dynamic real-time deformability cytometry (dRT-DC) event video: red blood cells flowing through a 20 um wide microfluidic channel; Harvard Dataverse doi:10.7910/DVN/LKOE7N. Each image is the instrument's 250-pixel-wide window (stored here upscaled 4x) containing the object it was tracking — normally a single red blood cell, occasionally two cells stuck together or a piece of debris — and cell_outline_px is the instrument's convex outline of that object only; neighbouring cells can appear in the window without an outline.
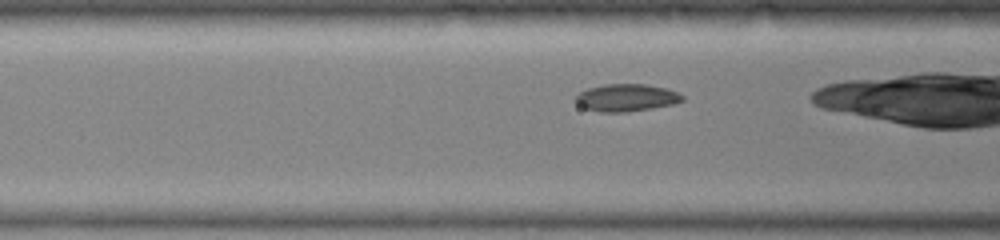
{"species": "common noctule bat (a hibernating species)", "species_latin": "Nyctalus noctula", "temperature_condition": "warm", "stored_images_in_passage": 32, "camera_frame_rate_fps": 3000, "um_per_image_px": 0.085, "animal": {"sex": "female", "body_mass_g": 19.0, "forearm_length_mm": 51.5}, "frame": {"image": 1, "passage_image": 9, "time_ms": 2.667, "image_size_px": [1000, 240], "cell_outline_px": [[684, 100], [672, 104], [652, 108], [628, 112], [600, 112], [584, 108], [576, 104], [576, 96], [580, 92], [588, 88], [604, 84], [648, 84], [664, 88], [676, 92], [684, 96]], "centroid_in_image_um": [53.22, 8.3], "position_along_channel_um": 113.4, "area_um2": 16.99}}
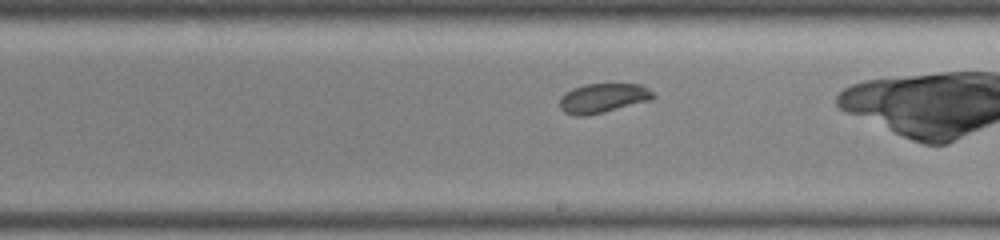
{"frame": {"image": 2, "passage_image": 19, "time_ms": 6.0, "image_size_px": [1000, 240], "cell_outline_px": [[656, 96], [652, 100], [604, 112], [584, 116], [576, 116], [564, 112], [560, 108], [560, 96], [564, 92], [572, 88], [584, 84], [640, 84], [648, 88]], "centroid_in_image_um": [51.24, 8.33], "position_along_channel_um": 237.8, "area_um2": 16.18}}
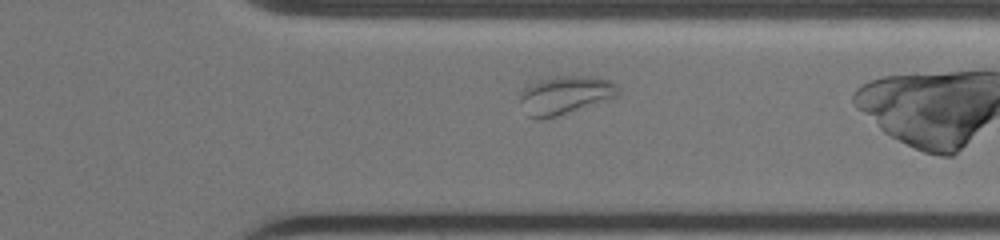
{"frame": {"image": 3, "passage_image": 29, "time_ms": 9.333, "image_size_px": [1000, 240], "cell_outline_px": [[620, 92], [616, 96], [556, 116], [540, 120], [536, 120], [528, 116], [520, 100], [520, 92], [528, 84], [540, 80], [556, 76], [596, 76], [612, 80], [620, 88]], "centroid_in_image_um": [48.03, 8.06], "position_along_channel_um": 363.4, "area_um2": 21.79}}